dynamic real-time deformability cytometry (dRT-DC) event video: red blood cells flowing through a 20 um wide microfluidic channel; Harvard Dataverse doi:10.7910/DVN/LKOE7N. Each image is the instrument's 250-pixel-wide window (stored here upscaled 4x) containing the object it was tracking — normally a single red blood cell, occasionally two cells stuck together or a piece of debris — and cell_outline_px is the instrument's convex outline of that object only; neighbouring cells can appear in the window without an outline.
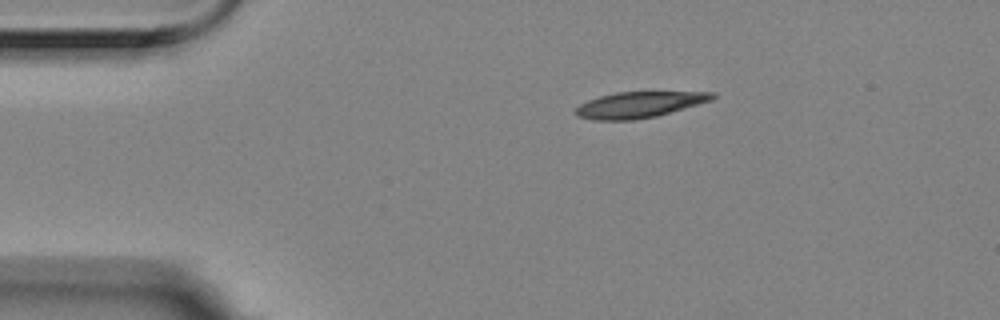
{"species": "Egyptian fruit bat (a non-hibernating species)", "species_latin": "Rousettus aegyptiacus", "temperature_condition": "room temperature", "stored_images_in_passage": 9, "camera_frame_rate_fps": 3000, "um_per_image_px": 0.085, "animal": {"sex": "female"}, "frame": {"image": 1, "passage_image": 1, "time_ms": 0.0, "image_size_px": [1000, 320], "cell_outline_px": [[716, 96], [712, 100], [656, 116], [632, 120], [592, 120], [576, 116], [576, 108], [580, 104], [588, 100], [600, 96], [616, 92], [716, 92]], "centroid_in_image_um": [54.32, 8.9], "position_along_channel_um": 30.7, "area_um2": 20.52}}
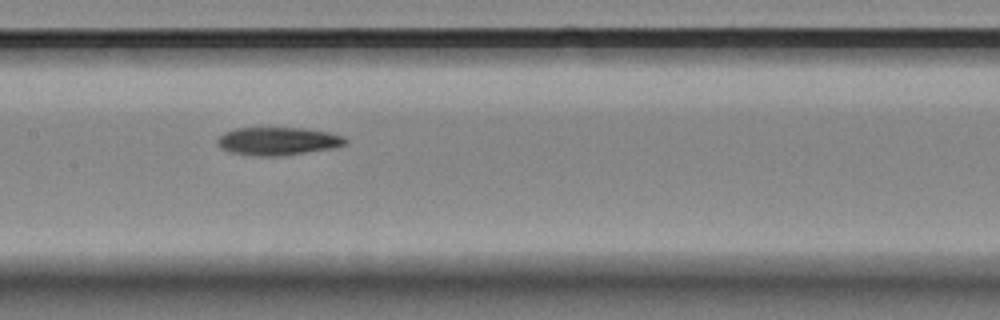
{"frame": {"image": 2, "passage_image": 6, "time_ms": 1.667, "image_size_px": [1000, 320], "cell_outline_px": [[348, 144], [332, 148], [276, 156], [256, 156], [232, 152], [220, 148], [216, 144], [216, 140], [224, 132], [236, 128], [304, 128], [328, 132], [344, 136], [348, 140]], "centroid_in_image_um": [23.61, 11.99], "position_along_channel_um": 183.8, "area_um2": 20.81}}
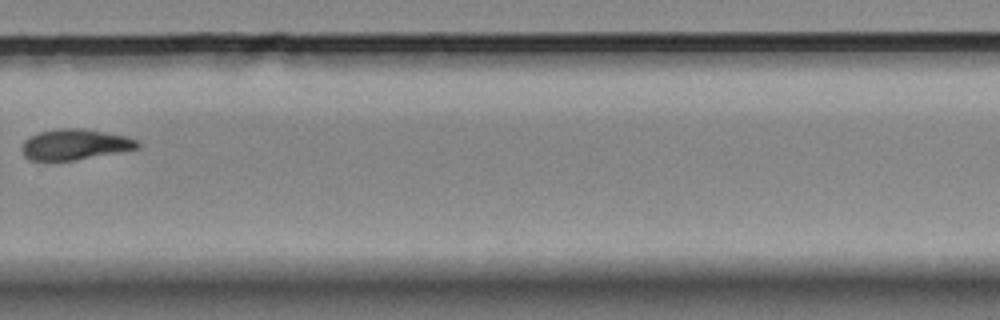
{"frame": {"image": 3, "passage_image": 9, "time_ms": 2.667, "image_size_px": [1000, 320], "cell_outline_px": [[140, 148], [72, 160], [28, 160], [24, 156], [24, 140], [40, 132], [60, 128], [80, 128], [124, 136], [136, 140], [140, 144]], "centroid_in_image_um": [6.37, 12.28], "position_along_channel_um": 323.4, "area_um2": 20.06}}